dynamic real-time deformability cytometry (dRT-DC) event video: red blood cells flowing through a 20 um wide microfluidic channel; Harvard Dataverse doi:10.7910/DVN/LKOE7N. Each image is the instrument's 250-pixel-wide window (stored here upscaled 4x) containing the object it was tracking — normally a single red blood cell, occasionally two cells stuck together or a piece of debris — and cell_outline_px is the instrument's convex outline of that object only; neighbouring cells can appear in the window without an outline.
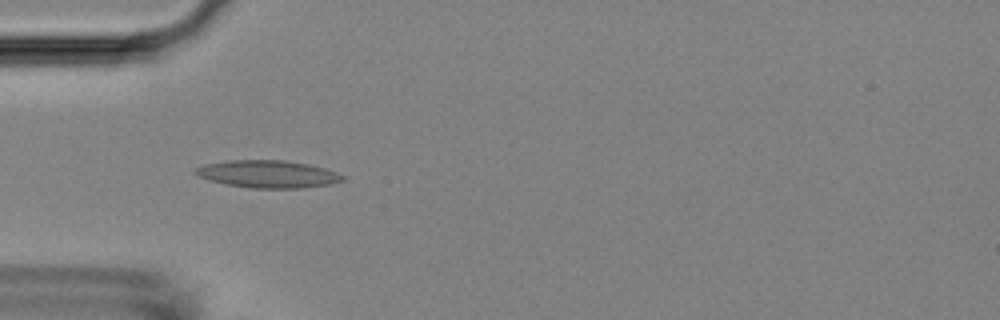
{"species": "Egyptian fruit bat (a non-hibernating species)", "species_latin": "Rousettus aegyptiacus", "temperature_condition": "room temperature", "stored_images_in_passage": 15, "camera_frame_rate_fps": 3000, "um_per_image_px": 0.085, "animal": {"sex": "female"}, "frame": {"image": 1, "passage_image": 3, "time_ms": 0.667, "image_size_px": [1000, 320], "cell_outline_px": [[348, 176], [344, 180], [332, 184], [300, 188], [252, 188], [224, 184], [208, 180], [196, 176], [192, 172], [192, 168], [204, 164], [228, 160], [284, 160], [308, 164], [324, 168]], "centroid_in_image_um": [22.72, 14.79], "position_along_channel_um": 62.3, "area_um2": 23.93}}